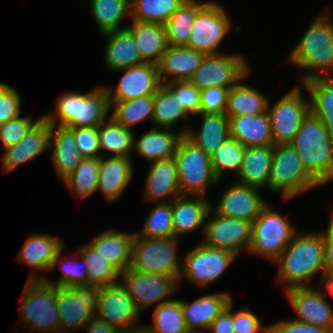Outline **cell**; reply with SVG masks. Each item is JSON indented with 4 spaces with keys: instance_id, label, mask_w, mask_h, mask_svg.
<instances>
[{
    "instance_id": "cell-25",
    "label": "cell",
    "mask_w": 333,
    "mask_h": 333,
    "mask_svg": "<svg viewBox=\"0 0 333 333\" xmlns=\"http://www.w3.org/2000/svg\"><path fill=\"white\" fill-rule=\"evenodd\" d=\"M132 158L101 156L97 191L108 202L117 201L123 195L134 175Z\"/></svg>"
},
{
    "instance_id": "cell-49",
    "label": "cell",
    "mask_w": 333,
    "mask_h": 333,
    "mask_svg": "<svg viewBox=\"0 0 333 333\" xmlns=\"http://www.w3.org/2000/svg\"><path fill=\"white\" fill-rule=\"evenodd\" d=\"M141 230V231H140ZM138 232V236L149 238H170L174 237L172 220V201L158 203L152 207L147 218Z\"/></svg>"
},
{
    "instance_id": "cell-32",
    "label": "cell",
    "mask_w": 333,
    "mask_h": 333,
    "mask_svg": "<svg viewBox=\"0 0 333 333\" xmlns=\"http://www.w3.org/2000/svg\"><path fill=\"white\" fill-rule=\"evenodd\" d=\"M274 145L248 147L235 181L264 190L267 188L273 161Z\"/></svg>"
},
{
    "instance_id": "cell-56",
    "label": "cell",
    "mask_w": 333,
    "mask_h": 333,
    "mask_svg": "<svg viewBox=\"0 0 333 333\" xmlns=\"http://www.w3.org/2000/svg\"><path fill=\"white\" fill-rule=\"evenodd\" d=\"M268 333H333L330 329L299 322L295 319L281 320L268 325Z\"/></svg>"
},
{
    "instance_id": "cell-61",
    "label": "cell",
    "mask_w": 333,
    "mask_h": 333,
    "mask_svg": "<svg viewBox=\"0 0 333 333\" xmlns=\"http://www.w3.org/2000/svg\"><path fill=\"white\" fill-rule=\"evenodd\" d=\"M120 333H152V331L147 327V325H137Z\"/></svg>"
},
{
    "instance_id": "cell-8",
    "label": "cell",
    "mask_w": 333,
    "mask_h": 333,
    "mask_svg": "<svg viewBox=\"0 0 333 333\" xmlns=\"http://www.w3.org/2000/svg\"><path fill=\"white\" fill-rule=\"evenodd\" d=\"M287 218L267 204L252 223V241L247 253L275 262L298 232Z\"/></svg>"
},
{
    "instance_id": "cell-20",
    "label": "cell",
    "mask_w": 333,
    "mask_h": 333,
    "mask_svg": "<svg viewBox=\"0 0 333 333\" xmlns=\"http://www.w3.org/2000/svg\"><path fill=\"white\" fill-rule=\"evenodd\" d=\"M260 188L231 181L225 189L218 205L211 209L221 215L254 222L262 209L268 204L260 194Z\"/></svg>"
},
{
    "instance_id": "cell-42",
    "label": "cell",
    "mask_w": 333,
    "mask_h": 333,
    "mask_svg": "<svg viewBox=\"0 0 333 333\" xmlns=\"http://www.w3.org/2000/svg\"><path fill=\"white\" fill-rule=\"evenodd\" d=\"M112 117L123 127H132L142 121H153L154 95L134 98L126 101H109Z\"/></svg>"
},
{
    "instance_id": "cell-9",
    "label": "cell",
    "mask_w": 333,
    "mask_h": 333,
    "mask_svg": "<svg viewBox=\"0 0 333 333\" xmlns=\"http://www.w3.org/2000/svg\"><path fill=\"white\" fill-rule=\"evenodd\" d=\"M179 239L141 237L135 233L130 269L143 273L174 276L179 279L182 265L177 249Z\"/></svg>"
},
{
    "instance_id": "cell-7",
    "label": "cell",
    "mask_w": 333,
    "mask_h": 333,
    "mask_svg": "<svg viewBox=\"0 0 333 333\" xmlns=\"http://www.w3.org/2000/svg\"><path fill=\"white\" fill-rule=\"evenodd\" d=\"M321 185L306 171L296 150L290 145H274L273 161L267 190L282 193L290 201L300 193Z\"/></svg>"
},
{
    "instance_id": "cell-37",
    "label": "cell",
    "mask_w": 333,
    "mask_h": 333,
    "mask_svg": "<svg viewBox=\"0 0 333 333\" xmlns=\"http://www.w3.org/2000/svg\"><path fill=\"white\" fill-rule=\"evenodd\" d=\"M301 85L310 96V112L321 120L333 137V76L316 77Z\"/></svg>"
},
{
    "instance_id": "cell-6",
    "label": "cell",
    "mask_w": 333,
    "mask_h": 333,
    "mask_svg": "<svg viewBox=\"0 0 333 333\" xmlns=\"http://www.w3.org/2000/svg\"><path fill=\"white\" fill-rule=\"evenodd\" d=\"M181 196L207 195L209 186L219 184L212 169L211 158L185 135L179 140L174 155Z\"/></svg>"
},
{
    "instance_id": "cell-4",
    "label": "cell",
    "mask_w": 333,
    "mask_h": 333,
    "mask_svg": "<svg viewBox=\"0 0 333 333\" xmlns=\"http://www.w3.org/2000/svg\"><path fill=\"white\" fill-rule=\"evenodd\" d=\"M55 111L43 114L57 126L98 127L109 116L110 104L105 86H96L86 93H63L55 102Z\"/></svg>"
},
{
    "instance_id": "cell-34",
    "label": "cell",
    "mask_w": 333,
    "mask_h": 333,
    "mask_svg": "<svg viewBox=\"0 0 333 333\" xmlns=\"http://www.w3.org/2000/svg\"><path fill=\"white\" fill-rule=\"evenodd\" d=\"M230 137L246 148L273 145L270 119L267 111L258 115L229 117Z\"/></svg>"
},
{
    "instance_id": "cell-29",
    "label": "cell",
    "mask_w": 333,
    "mask_h": 333,
    "mask_svg": "<svg viewBox=\"0 0 333 333\" xmlns=\"http://www.w3.org/2000/svg\"><path fill=\"white\" fill-rule=\"evenodd\" d=\"M49 148L57 176L63 181L83 160L73 131L65 126L50 124Z\"/></svg>"
},
{
    "instance_id": "cell-47",
    "label": "cell",
    "mask_w": 333,
    "mask_h": 333,
    "mask_svg": "<svg viewBox=\"0 0 333 333\" xmlns=\"http://www.w3.org/2000/svg\"><path fill=\"white\" fill-rule=\"evenodd\" d=\"M152 316L154 324L147 326L152 333H187L189 331L185 324L181 299H173L158 305Z\"/></svg>"
},
{
    "instance_id": "cell-46",
    "label": "cell",
    "mask_w": 333,
    "mask_h": 333,
    "mask_svg": "<svg viewBox=\"0 0 333 333\" xmlns=\"http://www.w3.org/2000/svg\"><path fill=\"white\" fill-rule=\"evenodd\" d=\"M245 150L246 147L237 139L229 137L210 156L213 172L219 181L223 179L226 171L238 175Z\"/></svg>"
},
{
    "instance_id": "cell-11",
    "label": "cell",
    "mask_w": 333,
    "mask_h": 333,
    "mask_svg": "<svg viewBox=\"0 0 333 333\" xmlns=\"http://www.w3.org/2000/svg\"><path fill=\"white\" fill-rule=\"evenodd\" d=\"M185 254L178 284L180 286L184 278L200 288L218 280L237 258L232 252L212 248L202 242Z\"/></svg>"
},
{
    "instance_id": "cell-10",
    "label": "cell",
    "mask_w": 333,
    "mask_h": 333,
    "mask_svg": "<svg viewBox=\"0 0 333 333\" xmlns=\"http://www.w3.org/2000/svg\"><path fill=\"white\" fill-rule=\"evenodd\" d=\"M298 86L291 88L274 104L270 105L268 101L267 113L270 119L273 145L290 144L303 119L310 112L309 99L304 100L303 87Z\"/></svg>"
},
{
    "instance_id": "cell-36",
    "label": "cell",
    "mask_w": 333,
    "mask_h": 333,
    "mask_svg": "<svg viewBox=\"0 0 333 333\" xmlns=\"http://www.w3.org/2000/svg\"><path fill=\"white\" fill-rule=\"evenodd\" d=\"M249 74L250 73L229 90L225 109V114L228 117L258 115L267 111V105L270 99L259 91L258 88L242 82L245 78L247 79Z\"/></svg>"
},
{
    "instance_id": "cell-19",
    "label": "cell",
    "mask_w": 333,
    "mask_h": 333,
    "mask_svg": "<svg viewBox=\"0 0 333 333\" xmlns=\"http://www.w3.org/2000/svg\"><path fill=\"white\" fill-rule=\"evenodd\" d=\"M116 71L124 73L115 89L105 86L109 101H126L155 95L162 86L156 64L143 63Z\"/></svg>"
},
{
    "instance_id": "cell-26",
    "label": "cell",
    "mask_w": 333,
    "mask_h": 333,
    "mask_svg": "<svg viewBox=\"0 0 333 333\" xmlns=\"http://www.w3.org/2000/svg\"><path fill=\"white\" fill-rule=\"evenodd\" d=\"M202 196H178L172 200V220L174 237L182 236L200 229L204 234L206 219L212 202Z\"/></svg>"
},
{
    "instance_id": "cell-59",
    "label": "cell",
    "mask_w": 333,
    "mask_h": 333,
    "mask_svg": "<svg viewBox=\"0 0 333 333\" xmlns=\"http://www.w3.org/2000/svg\"><path fill=\"white\" fill-rule=\"evenodd\" d=\"M84 330L86 333H120L115 327L98 319L96 316L87 323Z\"/></svg>"
},
{
    "instance_id": "cell-14",
    "label": "cell",
    "mask_w": 333,
    "mask_h": 333,
    "mask_svg": "<svg viewBox=\"0 0 333 333\" xmlns=\"http://www.w3.org/2000/svg\"><path fill=\"white\" fill-rule=\"evenodd\" d=\"M231 28L227 10L220 3L209 1L196 14L187 47L205 55L220 54L218 47Z\"/></svg>"
},
{
    "instance_id": "cell-50",
    "label": "cell",
    "mask_w": 333,
    "mask_h": 333,
    "mask_svg": "<svg viewBox=\"0 0 333 333\" xmlns=\"http://www.w3.org/2000/svg\"><path fill=\"white\" fill-rule=\"evenodd\" d=\"M42 116H39L38 119H33L31 115L23 117L20 115L8 122L2 123L0 125L2 149L4 150L16 145Z\"/></svg>"
},
{
    "instance_id": "cell-60",
    "label": "cell",
    "mask_w": 333,
    "mask_h": 333,
    "mask_svg": "<svg viewBox=\"0 0 333 333\" xmlns=\"http://www.w3.org/2000/svg\"><path fill=\"white\" fill-rule=\"evenodd\" d=\"M321 286L325 293L331 294L333 297V275L324 276Z\"/></svg>"
},
{
    "instance_id": "cell-55",
    "label": "cell",
    "mask_w": 333,
    "mask_h": 333,
    "mask_svg": "<svg viewBox=\"0 0 333 333\" xmlns=\"http://www.w3.org/2000/svg\"><path fill=\"white\" fill-rule=\"evenodd\" d=\"M233 325L235 333H268V325L261 324V320L245 308L241 311H233Z\"/></svg>"
},
{
    "instance_id": "cell-43",
    "label": "cell",
    "mask_w": 333,
    "mask_h": 333,
    "mask_svg": "<svg viewBox=\"0 0 333 333\" xmlns=\"http://www.w3.org/2000/svg\"><path fill=\"white\" fill-rule=\"evenodd\" d=\"M98 174L99 157H87L62 182L73 195L83 200L97 192Z\"/></svg>"
},
{
    "instance_id": "cell-18",
    "label": "cell",
    "mask_w": 333,
    "mask_h": 333,
    "mask_svg": "<svg viewBox=\"0 0 333 333\" xmlns=\"http://www.w3.org/2000/svg\"><path fill=\"white\" fill-rule=\"evenodd\" d=\"M326 295L321 286L317 289L312 286L285 290L290 307L295 311V320L330 329L333 332V308Z\"/></svg>"
},
{
    "instance_id": "cell-16",
    "label": "cell",
    "mask_w": 333,
    "mask_h": 333,
    "mask_svg": "<svg viewBox=\"0 0 333 333\" xmlns=\"http://www.w3.org/2000/svg\"><path fill=\"white\" fill-rule=\"evenodd\" d=\"M202 243L238 256L241 250L248 252L252 241V222L221 216L210 209Z\"/></svg>"
},
{
    "instance_id": "cell-27",
    "label": "cell",
    "mask_w": 333,
    "mask_h": 333,
    "mask_svg": "<svg viewBox=\"0 0 333 333\" xmlns=\"http://www.w3.org/2000/svg\"><path fill=\"white\" fill-rule=\"evenodd\" d=\"M232 300L231 293L226 291L206 293L190 303L182 300V311L187 329L189 331L208 330L211 323Z\"/></svg>"
},
{
    "instance_id": "cell-57",
    "label": "cell",
    "mask_w": 333,
    "mask_h": 333,
    "mask_svg": "<svg viewBox=\"0 0 333 333\" xmlns=\"http://www.w3.org/2000/svg\"><path fill=\"white\" fill-rule=\"evenodd\" d=\"M233 300L227 305L221 314L211 323L209 333H235L233 325Z\"/></svg>"
},
{
    "instance_id": "cell-30",
    "label": "cell",
    "mask_w": 333,
    "mask_h": 333,
    "mask_svg": "<svg viewBox=\"0 0 333 333\" xmlns=\"http://www.w3.org/2000/svg\"><path fill=\"white\" fill-rule=\"evenodd\" d=\"M200 130L181 129L182 134L211 156L230 137L229 117L225 113H200ZM197 130V131H196Z\"/></svg>"
},
{
    "instance_id": "cell-48",
    "label": "cell",
    "mask_w": 333,
    "mask_h": 333,
    "mask_svg": "<svg viewBox=\"0 0 333 333\" xmlns=\"http://www.w3.org/2000/svg\"><path fill=\"white\" fill-rule=\"evenodd\" d=\"M76 250L87 263L88 285L103 287L114 284L120 279V274L105 260H103L88 243Z\"/></svg>"
},
{
    "instance_id": "cell-35",
    "label": "cell",
    "mask_w": 333,
    "mask_h": 333,
    "mask_svg": "<svg viewBox=\"0 0 333 333\" xmlns=\"http://www.w3.org/2000/svg\"><path fill=\"white\" fill-rule=\"evenodd\" d=\"M126 29L132 34L145 63L158 65L168 48L165 26L132 20Z\"/></svg>"
},
{
    "instance_id": "cell-41",
    "label": "cell",
    "mask_w": 333,
    "mask_h": 333,
    "mask_svg": "<svg viewBox=\"0 0 333 333\" xmlns=\"http://www.w3.org/2000/svg\"><path fill=\"white\" fill-rule=\"evenodd\" d=\"M190 116L184 110L178 97L165 85L156 91L153 104V121L156 128L171 129L180 120H187Z\"/></svg>"
},
{
    "instance_id": "cell-44",
    "label": "cell",
    "mask_w": 333,
    "mask_h": 333,
    "mask_svg": "<svg viewBox=\"0 0 333 333\" xmlns=\"http://www.w3.org/2000/svg\"><path fill=\"white\" fill-rule=\"evenodd\" d=\"M185 0H131V20L164 25Z\"/></svg>"
},
{
    "instance_id": "cell-3",
    "label": "cell",
    "mask_w": 333,
    "mask_h": 333,
    "mask_svg": "<svg viewBox=\"0 0 333 333\" xmlns=\"http://www.w3.org/2000/svg\"><path fill=\"white\" fill-rule=\"evenodd\" d=\"M290 145L321 187L333 181V137L318 117L309 112Z\"/></svg>"
},
{
    "instance_id": "cell-21",
    "label": "cell",
    "mask_w": 333,
    "mask_h": 333,
    "mask_svg": "<svg viewBox=\"0 0 333 333\" xmlns=\"http://www.w3.org/2000/svg\"><path fill=\"white\" fill-rule=\"evenodd\" d=\"M50 123L42 116L14 146L4 149L2 172H13L49 149Z\"/></svg>"
},
{
    "instance_id": "cell-33",
    "label": "cell",
    "mask_w": 333,
    "mask_h": 333,
    "mask_svg": "<svg viewBox=\"0 0 333 333\" xmlns=\"http://www.w3.org/2000/svg\"><path fill=\"white\" fill-rule=\"evenodd\" d=\"M107 39L104 62L108 69L116 70L145 63L132 34L127 30H116L102 35Z\"/></svg>"
},
{
    "instance_id": "cell-17",
    "label": "cell",
    "mask_w": 333,
    "mask_h": 333,
    "mask_svg": "<svg viewBox=\"0 0 333 333\" xmlns=\"http://www.w3.org/2000/svg\"><path fill=\"white\" fill-rule=\"evenodd\" d=\"M141 312L126 287L118 282L100 287L96 317L122 332L140 325Z\"/></svg>"
},
{
    "instance_id": "cell-28",
    "label": "cell",
    "mask_w": 333,
    "mask_h": 333,
    "mask_svg": "<svg viewBox=\"0 0 333 333\" xmlns=\"http://www.w3.org/2000/svg\"><path fill=\"white\" fill-rule=\"evenodd\" d=\"M205 54L187 46H168L158 63L162 84L189 81L200 66Z\"/></svg>"
},
{
    "instance_id": "cell-12",
    "label": "cell",
    "mask_w": 333,
    "mask_h": 333,
    "mask_svg": "<svg viewBox=\"0 0 333 333\" xmlns=\"http://www.w3.org/2000/svg\"><path fill=\"white\" fill-rule=\"evenodd\" d=\"M98 286H57V309L60 315V333L83 330L96 315Z\"/></svg>"
},
{
    "instance_id": "cell-58",
    "label": "cell",
    "mask_w": 333,
    "mask_h": 333,
    "mask_svg": "<svg viewBox=\"0 0 333 333\" xmlns=\"http://www.w3.org/2000/svg\"><path fill=\"white\" fill-rule=\"evenodd\" d=\"M320 232L323 235L325 244V276L333 275V212L331 213L327 229Z\"/></svg>"
},
{
    "instance_id": "cell-54",
    "label": "cell",
    "mask_w": 333,
    "mask_h": 333,
    "mask_svg": "<svg viewBox=\"0 0 333 333\" xmlns=\"http://www.w3.org/2000/svg\"><path fill=\"white\" fill-rule=\"evenodd\" d=\"M231 87H209L200 90L201 113H225Z\"/></svg>"
},
{
    "instance_id": "cell-38",
    "label": "cell",
    "mask_w": 333,
    "mask_h": 333,
    "mask_svg": "<svg viewBox=\"0 0 333 333\" xmlns=\"http://www.w3.org/2000/svg\"><path fill=\"white\" fill-rule=\"evenodd\" d=\"M135 130L123 127L112 117L107 118L98 126L99 147L102 152L111 156L132 158Z\"/></svg>"
},
{
    "instance_id": "cell-62",
    "label": "cell",
    "mask_w": 333,
    "mask_h": 333,
    "mask_svg": "<svg viewBox=\"0 0 333 333\" xmlns=\"http://www.w3.org/2000/svg\"><path fill=\"white\" fill-rule=\"evenodd\" d=\"M187 333H209L208 330H192L188 331Z\"/></svg>"
},
{
    "instance_id": "cell-22",
    "label": "cell",
    "mask_w": 333,
    "mask_h": 333,
    "mask_svg": "<svg viewBox=\"0 0 333 333\" xmlns=\"http://www.w3.org/2000/svg\"><path fill=\"white\" fill-rule=\"evenodd\" d=\"M64 243L58 237L47 233H34L28 236L17 257L19 262L30 265L32 268L28 280L44 279L43 275L36 272H44V270L50 272L54 259L65 247Z\"/></svg>"
},
{
    "instance_id": "cell-23",
    "label": "cell",
    "mask_w": 333,
    "mask_h": 333,
    "mask_svg": "<svg viewBox=\"0 0 333 333\" xmlns=\"http://www.w3.org/2000/svg\"><path fill=\"white\" fill-rule=\"evenodd\" d=\"M145 180L143 198L149 202L160 200L158 203H168L180 196L178 170L174 157L152 162Z\"/></svg>"
},
{
    "instance_id": "cell-51",
    "label": "cell",
    "mask_w": 333,
    "mask_h": 333,
    "mask_svg": "<svg viewBox=\"0 0 333 333\" xmlns=\"http://www.w3.org/2000/svg\"><path fill=\"white\" fill-rule=\"evenodd\" d=\"M165 85L178 97L189 116L201 113L200 90L190 81H173Z\"/></svg>"
},
{
    "instance_id": "cell-15",
    "label": "cell",
    "mask_w": 333,
    "mask_h": 333,
    "mask_svg": "<svg viewBox=\"0 0 333 333\" xmlns=\"http://www.w3.org/2000/svg\"><path fill=\"white\" fill-rule=\"evenodd\" d=\"M119 279L140 312L153 304L157 307L173 300L169 296L180 288L174 276L143 273L130 268L121 273Z\"/></svg>"
},
{
    "instance_id": "cell-39",
    "label": "cell",
    "mask_w": 333,
    "mask_h": 333,
    "mask_svg": "<svg viewBox=\"0 0 333 333\" xmlns=\"http://www.w3.org/2000/svg\"><path fill=\"white\" fill-rule=\"evenodd\" d=\"M209 1L185 0L164 24L169 46H187L196 14Z\"/></svg>"
},
{
    "instance_id": "cell-1",
    "label": "cell",
    "mask_w": 333,
    "mask_h": 333,
    "mask_svg": "<svg viewBox=\"0 0 333 333\" xmlns=\"http://www.w3.org/2000/svg\"><path fill=\"white\" fill-rule=\"evenodd\" d=\"M274 263L279 265L276 283L284 285L285 290L293 287H312L311 280L317 274L322 282L325 276L323 235L316 230L298 231Z\"/></svg>"
},
{
    "instance_id": "cell-52",
    "label": "cell",
    "mask_w": 333,
    "mask_h": 333,
    "mask_svg": "<svg viewBox=\"0 0 333 333\" xmlns=\"http://www.w3.org/2000/svg\"><path fill=\"white\" fill-rule=\"evenodd\" d=\"M21 102L15 87L0 82V125L21 115Z\"/></svg>"
},
{
    "instance_id": "cell-2",
    "label": "cell",
    "mask_w": 333,
    "mask_h": 333,
    "mask_svg": "<svg viewBox=\"0 0 333 333\" xmlns=\"http://www.w3.org/2000/svg\"><path fill=\"white\" fill-rule=\"evenodd\" d=\"M333 15L329 9L320 13L309 25L287 57L288 64L308 70L301 84L316 78L333 76ZM311 71V72H309Z\"/></svg>"
},
{
    "instance_id": "cell-45",
    "label": "cell",
    "mask_w": 333,
    "mask_h": 333,
    "mask_svg": "<svg viewBox=\"0 0 333 333\" xmlns=\"http://www.w3.org/2000/svg\"><path fill=\"white\" fill-rule=\"evenodd\" d=\"M63 248L54 259L50 271L54 270L57 265L60 266L62 274L60 277L53 282L45 275L44 281L51 285L62 286V287H77V286H88V268L87 263L82 259L77 251H75L73 259H67L64 254L62 256ZM63 257V258H62ZM73 260V261H72ZM81 262V263H80ZM59 263V264H58ZM81 264V265H80ZM83 264V265H82ZM80 265V266H79Z\"/></svg>"
},
{
    "instance_id": "cell-40",
    "label": "cell",
    "mask_w": 333,
    "mask_h": 333,
    "mask_svg": "<svg viewBox=\"0 0 333 333\" xmlns=\"http://www.w3.org/2000/svg\"><path fill=\"white\" fill-rule=\"evenodd\" d=\"M88 4L101 35L126 29L120 27L122 20L131 19V0H89Z\"/></svg>"
},
{
    "instance_id": "cell-24",
    "label": "cell",
    "mask_w": 333,
    "mask_h": 333,
    "mask_svg": "<svg viewBox=\"0 0 333 333\" xmlns=\"http://www.w3.org/2000/svg\"><path fill=\"white\" fill-rule=\"evenodd\" d=\"M135 232L106 229L88 242L90 247L119 274L130 267Z\"/></svg>"
},
{
    "instance_id": "cell-31",
    "label": "cell",
    "mask_w": 333,
    "mask_h": 333,
    "mask_svg": "<svg viewBox=\"0 0 333 333\" xmlns=\"http://www.w3.org/2000/svg\"><path fill=\"white\" fill-rule=\"evenodd\" d=\"M174 131L152 127L140 137H134L133 150L151 163L174 157L178 142L184 136L182 131Z\"/></svg>"
},
{
    "instance_id": "cell-53",
    "label": "cell",
    "mask_w": 333,
    "mask_h": 333,
    "mask_svg": "<svg viewBox=\"0 0 333 333\" xmlns=\"http://www.w3.org/2000/svg\"><path fill=\"white\" fill-rule=\"evenodd\" d=\"M70 129L73 131L78 151L84 158L101 157L98 127H74Z\"/></svg>"
},
{
    "instance_id": "cell-5",
    "label": "cell",
    "mask_w": 333,
    "mask_h": 333,
    "mask_svg": "<svg viewBox=\"0 0 333 333\" xmlns=\"http://www.w3.org/2000/svg\"><path fill=\"white\" fill-rule=\"evenodd\" d=\"M20 314L29 331L60 333L57 286L44 280H27L20 300Z\"/></svg>"
},
{
    "instance_id": "cell-13",
    "label": "cell",
    "mask_w": 333,
    "mask_h": 333,
    "mask_svg": "<svg viewBox=\"0 0 333 333\" xmlns=\"http://www.w3.org/2000/svg\"><path fill=\"white\" fill-rule=\"evenodd\" d=\"M247 61L240 53L205 55L189 81L199 90L235 86L250 72Z\"/></svg>"
}]
</instances>
